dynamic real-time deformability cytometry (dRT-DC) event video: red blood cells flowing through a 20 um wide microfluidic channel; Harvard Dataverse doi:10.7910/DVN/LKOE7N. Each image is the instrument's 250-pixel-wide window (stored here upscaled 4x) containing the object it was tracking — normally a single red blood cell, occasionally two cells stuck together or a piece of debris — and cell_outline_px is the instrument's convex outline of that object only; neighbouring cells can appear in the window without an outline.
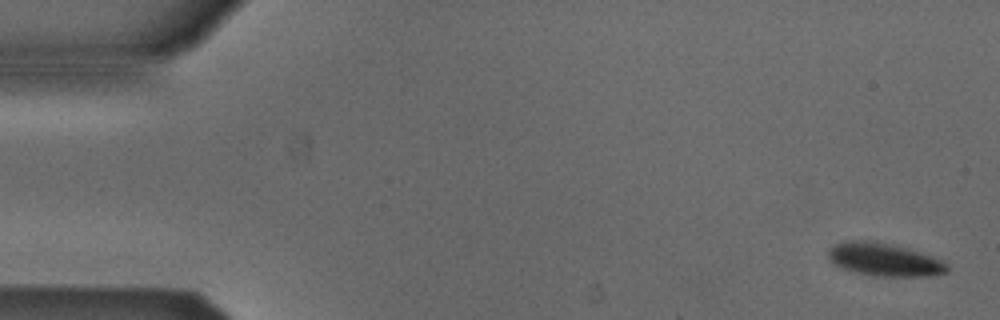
{"species": "Egyptian fruit bat (a non-hibernating species)", "species_latin": "Rousettus aegyptiacus", "temperature_condition": "cold", "stored_images_in_passage": 50, "camera_frame_rate_fps": 3000, "um_per_image_px": 0.085, "animal": {"sex": "male"}, "frame": {"image": 1, "passage_image": 1, "time_ms": 0.0, "image_size_px": [1000, 320], "cell_outline_px": [[948, 272], [932, 276], [872, 276], [840, 268], [832, 264], [828, 260], [828, 252], [836, 244], [852, 240], [876, 240], [904, 248], [940, 260], [948, 264]], "centroid_in_image_um": [75.11, 22.08], "position_along_channel_um": 9.9, "area_um2": 22.66}}
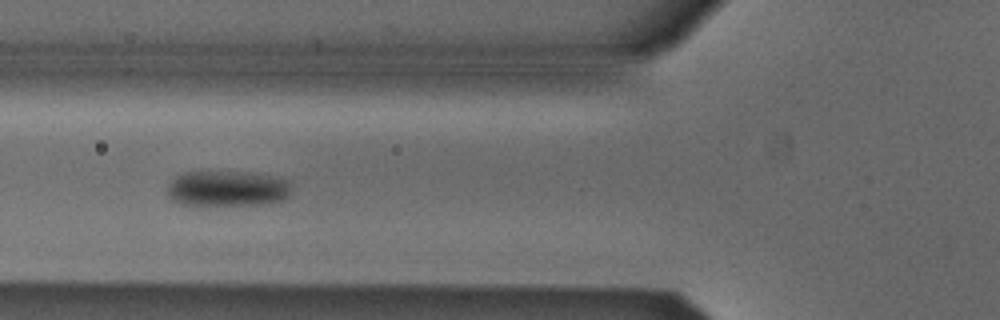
{"frame": {"image": 2, "passage_image": 19, "time_ms": 6.0, "image_size_px": [1000, 320], "cell_outline_px": [[292, 192], [284, 200], [268, 204], [200, 208], [196, 208], [180, 204], [172, 200], [168, 196], [168, 184], [176, 176], [184, 172], [248, 172], [276, 176], [288, 180], [292, 188]], "centroid_in_image_um": [19.33, 16.08], "position_along_channel_um": 106.5, "area_um2": 27.17}}
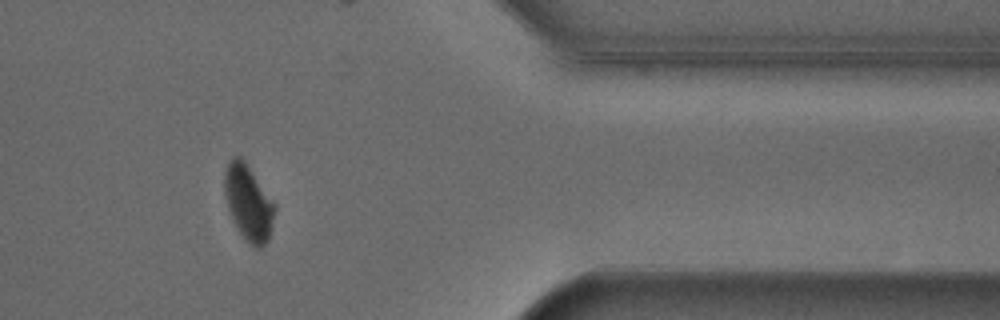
{"frame": {"image": 3, "passage_image": 43, "time_ms": 14.0, "image_size_px": [1000, 320], "cell_outline_px": [[276, 208], [268, 240], [260, 248], [256, 248], [240, 232], [228, 208], [224, 192], [224, 172], [232, 156], [240, 156], [244, 160], [276, 204]], "centroid_in_image_um": [21.12, 17.18], "position_along_channel_um": 390.3, "area_um2": 21.68}}